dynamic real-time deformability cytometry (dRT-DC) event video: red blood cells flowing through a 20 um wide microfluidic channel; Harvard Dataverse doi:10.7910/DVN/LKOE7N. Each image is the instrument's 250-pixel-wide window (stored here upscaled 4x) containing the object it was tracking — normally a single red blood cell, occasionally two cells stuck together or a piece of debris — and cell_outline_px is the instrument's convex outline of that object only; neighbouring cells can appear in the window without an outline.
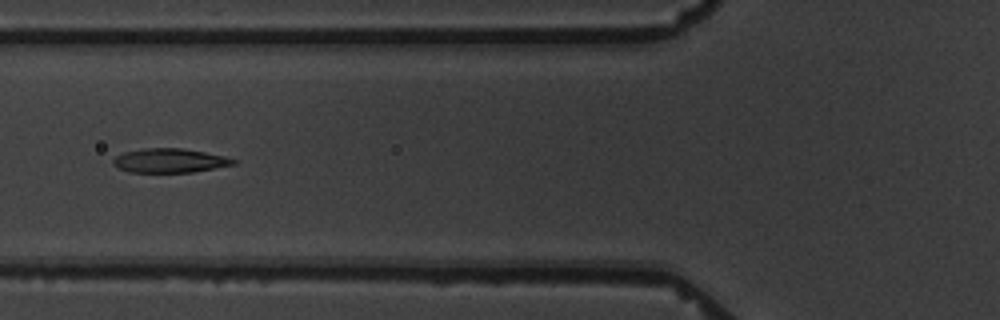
{"species": "common noctule bat (a hibernating species)", "species_latin": "Nyctalus noctula", "temperature_condition": "warm", "stored_images_in_passage": 10, "camera_frame_rate_fps": 3000, "um_per_image_px": 0.085, "animal": {"sex": "male", "body_mass_g": 19.5, "forearm_length_mm": 54.6}, "frame": {"image": 1, "passage_image": 6, "time_ms": 5.667, "image_size_px": [1000, 320], "cell_outline_px": [[236, 164], [192, 172], [128, 172], [112, 164], [112, 160], [116, 156], [124, 152], [144, 148], [180, 148], [204, 152], [224, 156], [236, 160]], "centroid_in_image_um": [14.4, 13.65], "position_along_channel_um": 111.4, "area_um2": 16.76}}
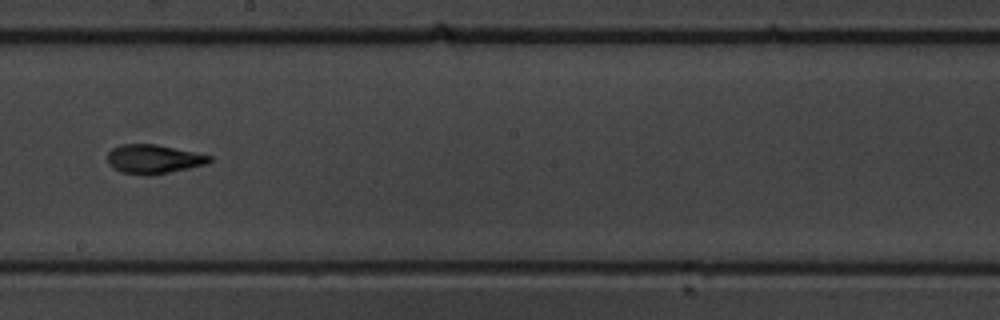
{"frame": {"image": 2, "passage_image": 9, "time_ms": 9.333, "image_size_px": [1000, 320], "cell_outline_px": [[212, 160], [208, 164], [152, 176], [144, 176], [120, 172], [112, 168], [108, 164], [108, 152], [112, 148], [124, 144], [156, 144], [212, 156]], "centroid_in_image_um": [13.04, 13.54], "position_along_channel_um": 235.2, "area_um2": 17.46}}
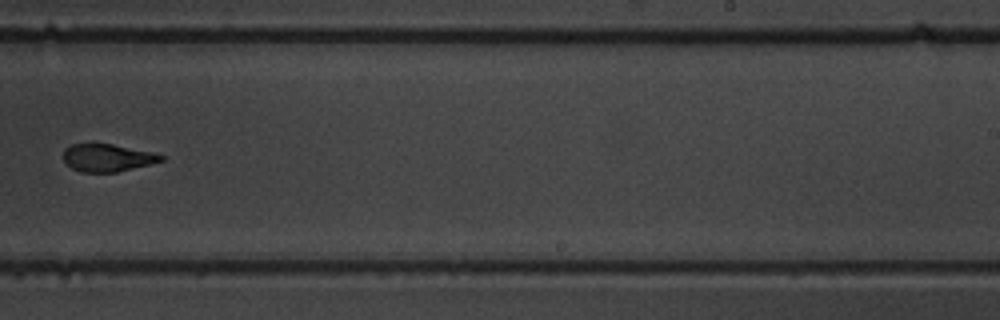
{"frame": {"image": 3, "passage_image": 10, "time_ms": 10.667, "image_size_px": [1000, 320], "cell_outline_px": [[164, 160], [116, 172], [80, 172], [72, 168], [64, 160], [64, 148], [72, 144], [112, 144], [156, 152], [164, 156]], "centroid_in_image_um": [9.14, 13.4], "position_along_channel_um": 279.9, "area_um2": 15.61}}